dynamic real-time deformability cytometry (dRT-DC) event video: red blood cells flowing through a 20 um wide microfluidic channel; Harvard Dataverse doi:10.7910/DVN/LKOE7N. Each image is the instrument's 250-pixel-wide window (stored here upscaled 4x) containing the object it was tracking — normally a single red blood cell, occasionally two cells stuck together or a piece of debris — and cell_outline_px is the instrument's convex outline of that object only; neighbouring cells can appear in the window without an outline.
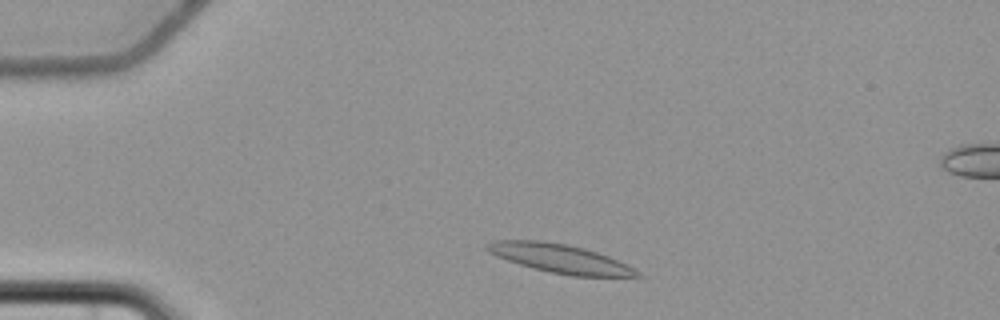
{"species": "common noctule bat (a hibernating species)", "species_latin": "Nyctalus noctula", "temperature_condition": "cold", "stored_images_in_passage": 3, "camera_frame_rate_fps": 3000, "um_per_image_px": 0.085, "animal": {"sex": "female", "body_mass_g": 22.7, "forearm_length_mm": 54.2}, "frame": {"image": 1, "passage_image": 1, "time_ms": 0.0, "image_size_px": [1000, 320], "cell_outline_px": [[644, 276], [572, 276], [532, 268], [496, 256], [488, 252], [484, 248], [484, 244], [496, 240], [540, 240], [564, 244], [584, 248], [608, 256], [640, 272]], "centroid_in_image_um": [47.53, 21.96], "position_along_channel_um": 37.5, "area_um2": 24.8}}